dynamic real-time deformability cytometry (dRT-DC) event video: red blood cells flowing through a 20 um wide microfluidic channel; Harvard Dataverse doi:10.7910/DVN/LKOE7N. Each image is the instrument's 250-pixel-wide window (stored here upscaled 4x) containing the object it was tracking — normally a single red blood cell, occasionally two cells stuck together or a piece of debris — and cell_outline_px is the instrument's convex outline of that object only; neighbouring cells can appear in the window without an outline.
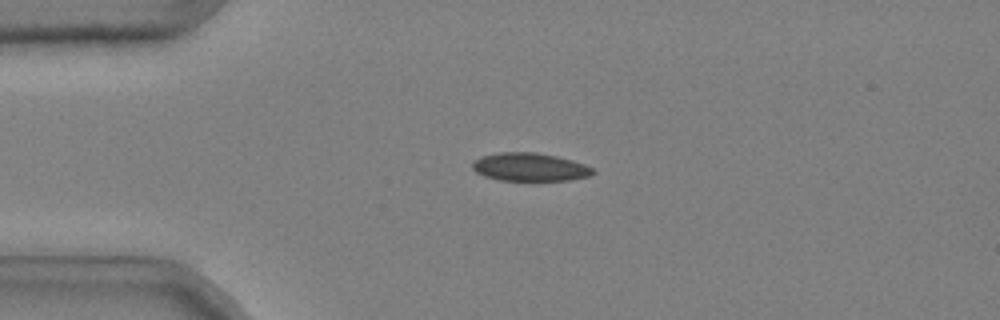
{"species": "common noctule bat (a hibernating species)", "species_latin": "Nyctalus noctula", "temperature_condition": "cold", "stored_images_in_passage": 51, "camera_frame_rate_fps": 3000, "um_per_image_px": 0.085, "animal": {"sex": "male", "body_mass_g": 20.4}, "frame": {"image": 1, "passage_image": 12, "time_ms": 3.667, "image_size_px": [1000, 320], "cell_outline_px": [[596, 172], [588, 176], [568, 180], [500, 180], [484, 176], [476, 172], [472, 168], [472, 164], [480, 156], [500, 152], [536, 152], [556, 156], [572, 160], [584, 164], [592, 168]], "centroid_in_image_um": [45.02, 14.19], "position_along_channel_um": 40.0, "area_um2": 19.65}}
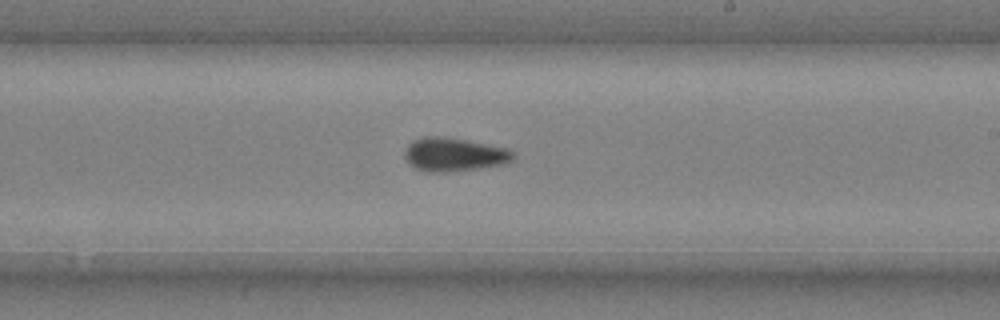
{"frame": {"image": 2, "passage_image": 31, "time_ms": 10.0, "image_size_px": [1000, 320], "cell_outline_px": [[516, 156], [512, 160], [504, 164], [480, 168], [448, 172], [424, 172], [408, 164], [404, 156], [404, 152], [408, 144], [412, 140], [424, 136], [436, 136], [464, 140], [508, 148]], "centroid_in_image_um": [38.56, 13.15], "position_along_channel_um": 250.4, "area_um2": 21.27}}
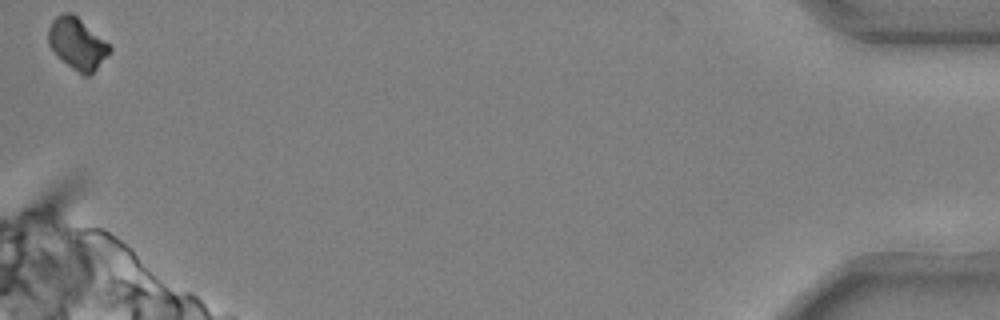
{"frame": {"image": 3, "passage_image": 51, "time_ms": 16.667, "image_size_px": [1000, 320], "cell_outline_px": [[112, 52], [88, 76], [84, 76], [72, 68], [56, 56], [48, 44], [48, 28], [52, 20], [56, 16], [64, 12], [72, 12], [108, 44], [112, 48]], "centroid_in_image_um": [6.54, 3.71], "position_along_channel_um": 428.7, "area_um2": 18.26}}